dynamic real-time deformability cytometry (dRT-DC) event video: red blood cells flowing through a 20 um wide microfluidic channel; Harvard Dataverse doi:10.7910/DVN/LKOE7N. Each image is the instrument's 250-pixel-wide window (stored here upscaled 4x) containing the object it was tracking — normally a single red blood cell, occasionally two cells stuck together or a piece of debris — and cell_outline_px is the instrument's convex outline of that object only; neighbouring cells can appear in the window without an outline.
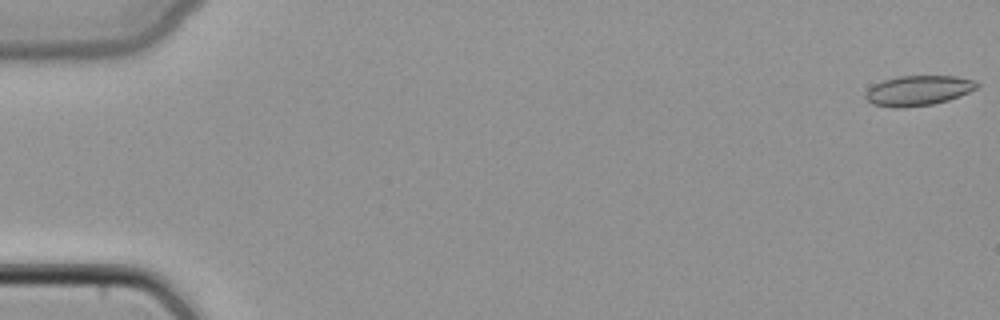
{"species": "common noctule bat (a hibernating species)", "species_latin": "Nyctalus noctula", "temperature_condition": "cold", "stored_images_in_passage": 48, "camera_frame_rate_fps": 3000, "um_per_image_px": 0.085, "animal": {"sex": "female", "body_mass_g": 22.7, "forearm_length_mm": 54.2}, "frame": {"image": 1, "passage_image": 1, "time_ms": 0.0, "image_size_px": [1000, 320], "cell_outline_px": [[980, 84], [976, 88], [960, 96], [948, 100], [932, 104], [900, 108], [896, 108], [872, 104], [864, 96], [868, 88], [872, 84], [884, 80], [900, 76], [956, 76], [972, 80]], "centroid_in_image_um": [78.02, 7.69], "position_along_channel_um": 7.0, "area_um2": 19.42}}
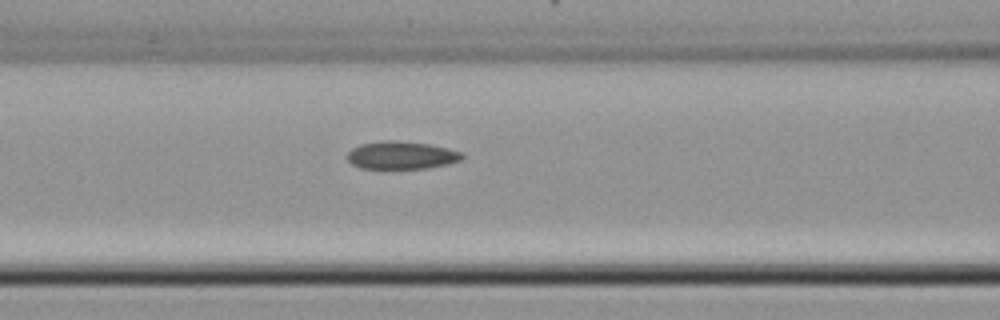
{"frame": {"image": 2, "passage_image": 21, "time_ms": 6.667, "image_size_px": [1000, 320], "cell_outline_px": [[464, 156], [460, 160], [448, 164], [428, 168], [360, 168], [352, 164], [348, 160], [348, 152], [352, 148], [360, 144], [380, 140], [396, 140], [428, 144], [448, 148], [460, 152]], "centroid_in_image_um": [34.1, 13.18], "position_along_channel_um": 132.5, "area_um2": 18.55}}
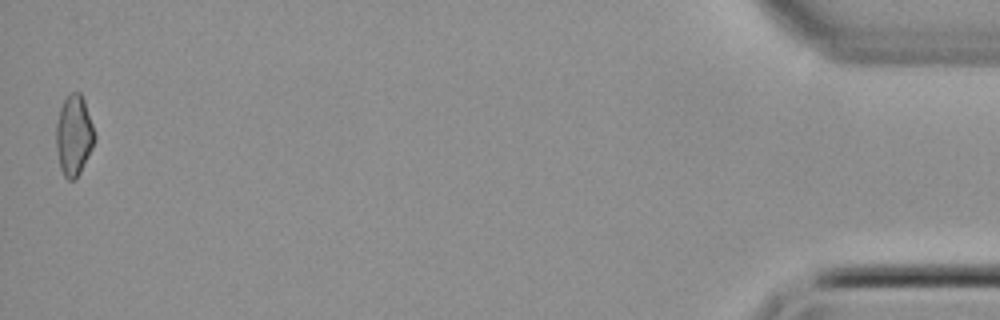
{"frame": {"image": 3, "passage_image": 48, "time_ms": 15.667, "image_size_px": [1000, 320], "cell_outline_px": [[96, 140], [80, 172], [72, 180], [68, 180], [64, 176], [60, 168], [56, 148], [56, 124], [60, 108], [64, 100], [72, 92], [80, 92], [84, 100], [96, 136]], "centroid_in_image_um": [6.28, 11.51], "position_along_channel_um": 428.9, "area_um2": 17.86}}